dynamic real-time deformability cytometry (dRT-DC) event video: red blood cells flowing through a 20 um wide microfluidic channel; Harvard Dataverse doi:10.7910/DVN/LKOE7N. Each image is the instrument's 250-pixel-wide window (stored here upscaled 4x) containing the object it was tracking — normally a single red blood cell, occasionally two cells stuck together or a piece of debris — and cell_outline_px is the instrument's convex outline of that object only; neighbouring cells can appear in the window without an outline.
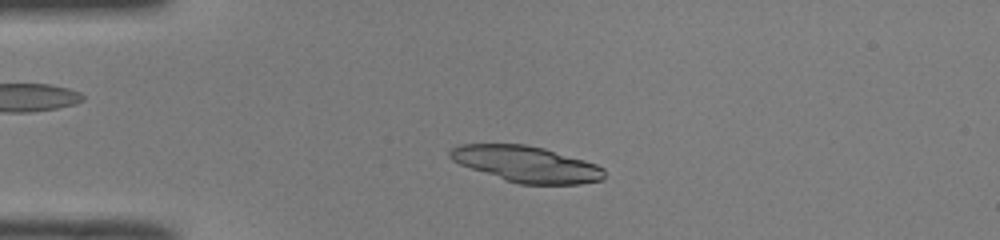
{"species": "common noctule bat (a hibernating species)", "species_latin": "Nyctalus noctula", "temperature_condition": "room temperature", "stored_images_in_passage": 46, "camera_frame_rate_fps": 3000, "um_per_image_px": 0.085, "animal": {"sex": "male", "body_mass_g": 19.0, "forearm_length_mm": 50.8}, "frame": {"image": 1, "passage_image": 8, "time_ms": 2.333, "image_size_px": [1000, 240], "cell_outline_px": [[604, 180], [580, 184], [520, 184], [460, 164], [452, 160], [448, 156], [448, 152], [452, 148], [460, 144], [524, 144], [544, 148], [584, 160], [596, 164], [604, 168]], "centroid_in_image_um": [44.77, 13.94], "position_along_channel_um": 40.2, "area_um2": 32.08}}